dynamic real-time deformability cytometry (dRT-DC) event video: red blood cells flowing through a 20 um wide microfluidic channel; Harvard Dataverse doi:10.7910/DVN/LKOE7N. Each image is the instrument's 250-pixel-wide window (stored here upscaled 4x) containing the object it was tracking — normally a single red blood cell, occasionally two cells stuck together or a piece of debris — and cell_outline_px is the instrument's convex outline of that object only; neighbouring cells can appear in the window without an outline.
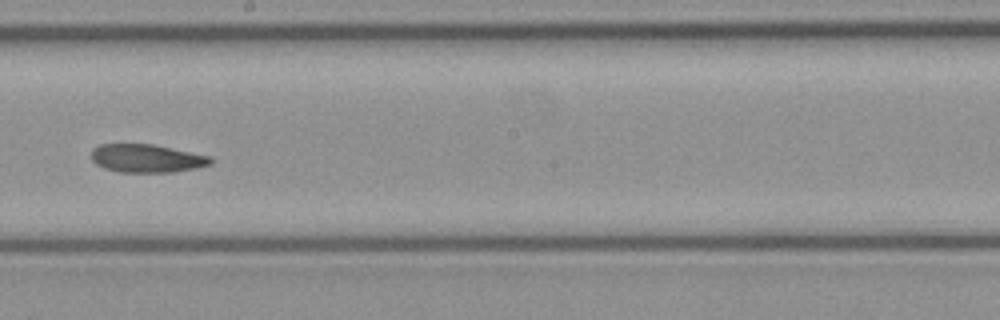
{"species": "common noctule bat (a hibernating species)", "species_latin": "Nyctalus noctula", "temperature_condition": "cold", "stored_images_in_passage": 38, "camera_frame_rate_fps": 3000, "um_per_image_px": 0.085, "animal": {"sex": "female", "body_mass_g": 21.9}, "frame": {"image": 1, "passage_image": 17, "time_ms": 5.333, "image_size_px": [1000, 320], "cell_outline_px": [[212, 164], [196, 168], [172, 172], [120, 172], [104, 168], [96, 164], [92, 160], [92, 148], [100, 144], [152, 144], [212, 156]], "centroid_in_image_um": [12.48, 13.46], "position_along_channel_um": 235.7, "area_um2": 19.65}}
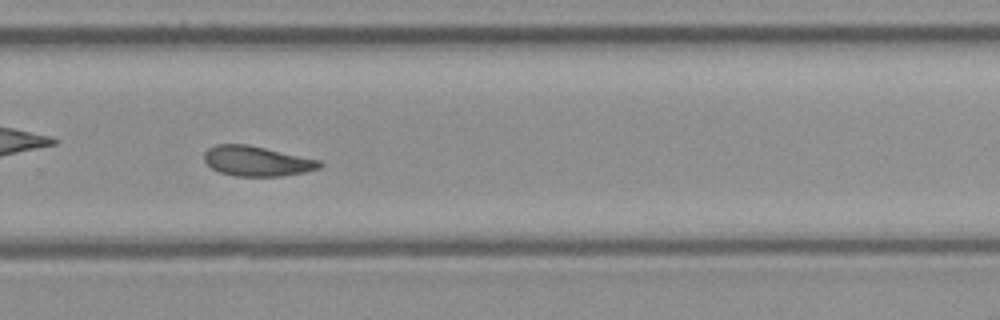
{"frame": {"image": 2, "passage_image": 22, "time_ms": 7.0, "image_size_px": [1000, 320], "cell_outline_px": [[324, 164], [320, 168], [304, 172], [280, 176], [236, 176], [220, 172], [212, 168], [204, 160], [204, 152], [208, 148], [216, 144], [248, 144], [320, 160]], "centroid_in_image_um": [21.83, 13.68], "position_along_channel_um": 308.0, "area_um2": 20.17}}